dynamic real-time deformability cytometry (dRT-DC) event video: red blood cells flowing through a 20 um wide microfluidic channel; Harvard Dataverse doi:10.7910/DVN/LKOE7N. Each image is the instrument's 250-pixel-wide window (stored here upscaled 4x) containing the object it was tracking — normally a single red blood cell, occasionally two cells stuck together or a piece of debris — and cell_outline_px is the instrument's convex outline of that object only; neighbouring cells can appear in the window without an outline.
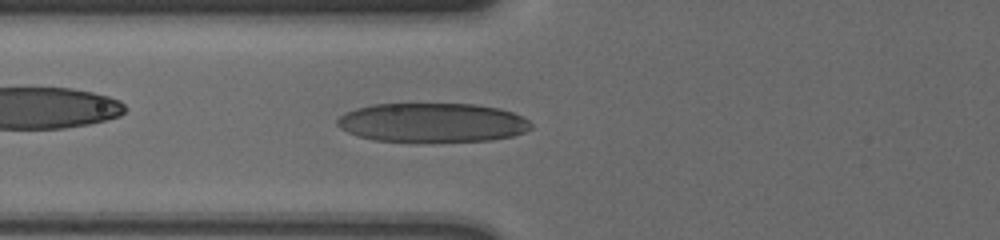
{"species": "human", "species_latin": "Homo sapiens", "temperature_condition": "cold", "stored_images_in_passage": 58, "camera_frame_rate_fps": 3000, "um_per_image_px": 0.085, "donor": {"sex": "male"}, "frame": {"image": 1, "passage_image": 24, "time_ms": 7.667, "image_size_px": [1000, 240], "cell_outline_px": [[532, 128], [524, 132], [512, 136], [492, 140], [416, 144], [376, 140], [360, 136], [348, 132], [340, 128], [336, 124], [336, 120], [340, 116], [356, 108], [372, 104], [476, 104], [500, 108], [512, 112], [528, 120], [532, 124]], "centroid_in_image_um": [36.75, 10.45], "position_along_channel_um": 89.0, "area_um2": 45.2}}
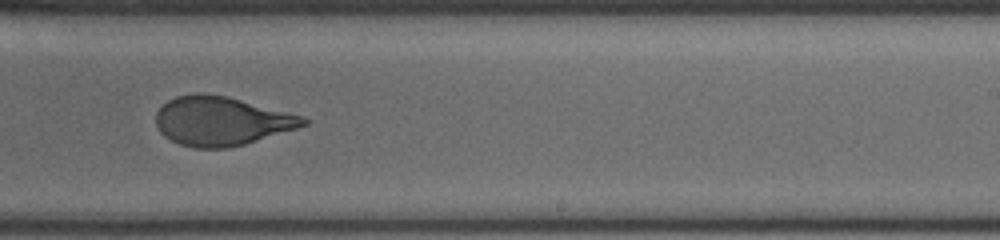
{"frame": {"image": 2, "passage_image": 39, "time_ms": 12.667, "image_size_px": [1000, 240], "cell_outline_px": [[308, 124], [296, 128], [244, 144], [228, 148], [196, 148], [180, 144], [164, 136], [160, 132], [156, 124], [156, 112], [168, 100], [176, 96], [196, 92], [204, 92], [228, 96], [300, 116], [308, 120]], "centroid_in_image_um": [18.76, 10.27], "position_along_channel_um": 270.2, "area_um2": 41.73}}
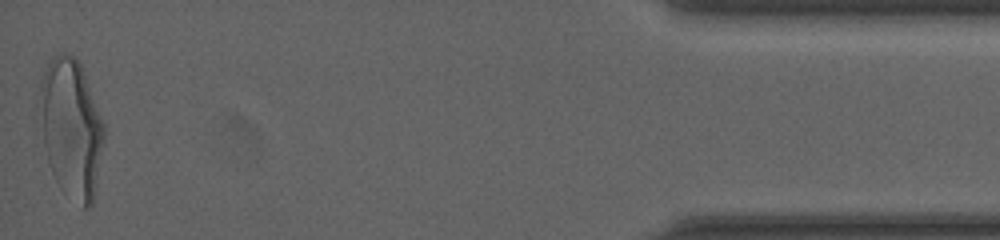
{"frame": {"image": 3, "passage_image": 58, "time_ms": 19.0, "image_size_px": [1000, 240], "cell_outline_px": [[104, 136], [96, 184], [92, 204], [88, 208], [80, 208], [48, 160], [44, 144], [40, 88], [40, 84], [44, 72], [52, 56], [60, 52], [64, 52], [76, 56], [80, 64], [104, 124]], "centroid_in_image_um": [6.09, 10.78], "position_along_channel_um": 429.1, "area_um2": 49.82}, "authors_computed_cell_mechanics": {"area_um2": 42.0784, "velocity_mm_per_s": 3.6053, "shape_relaxation_time_tau1_ms": 4.4387, "shape_relaxation_time_tau2_ms": 0.7918, "deformation_change_tau1": 0.193, "deformation_change_tau2": 0.0767}}